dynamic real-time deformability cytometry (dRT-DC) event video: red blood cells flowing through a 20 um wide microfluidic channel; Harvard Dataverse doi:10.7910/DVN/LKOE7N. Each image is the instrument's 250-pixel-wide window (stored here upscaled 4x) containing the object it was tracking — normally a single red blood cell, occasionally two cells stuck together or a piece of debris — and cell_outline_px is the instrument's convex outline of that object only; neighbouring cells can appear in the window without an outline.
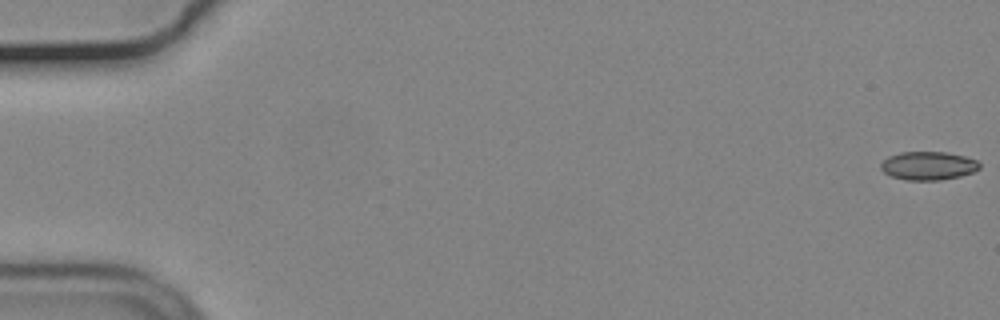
{"species": "common noctule bat (a hibernating species)", "species_latin": "Nyctalus noctula", "temperature_condition": "cold", "stored_images_in_passage": 56, "camera_frame_rate_fps": 3000, "um_per_image_px": 0.085, "animal": {"sex": "male", "body_mass_g": 19.2, "forearm_length_mm": 51.8}, "frame": {"image": 1, "passage_image": 1, "time_ms": 0.0, "image_size_px": [1000, 320], "cell_outline_px": [[980, 168], [972, 172], [960, 176], [940, 180], [908, 180], [892, 176], [884, 172], [880, 168], [880, 164], [888, 156], [900, 152], [944, 152], [964, 156], [976, 160], [980, 164]], "centroid_in_image_um": [78.89, 14.08], "position_along_channel_um": 6.1, "area_um2": 16.24}}
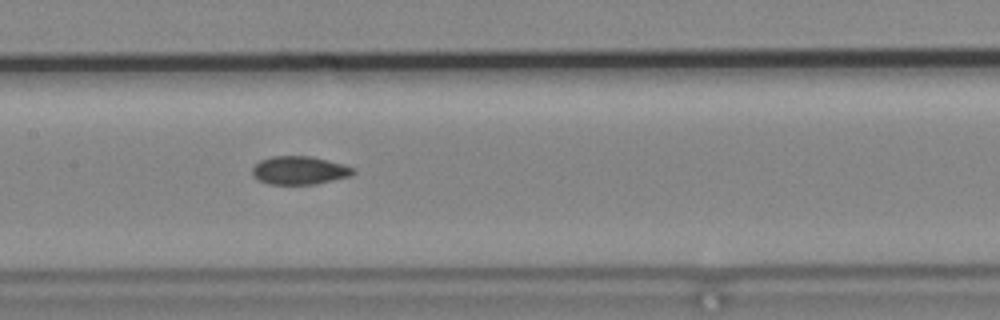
{"frame": {"image": 2, "passage_image": 28, "time_ms": 9.0, "image_size_px": [1000, 320], "cell_outline_px": [[356, 172], [352, 176], [312, 184], [268, 184], [252, 176], [252, 168], [260, 160], [272, 156], [308, 156], [328, 160], [344, 164], [356, 168]], "centroid_in_image_um": [25.47, 14.47], "position_along_channel_um": 181.9, "area_um2": 16.65}}
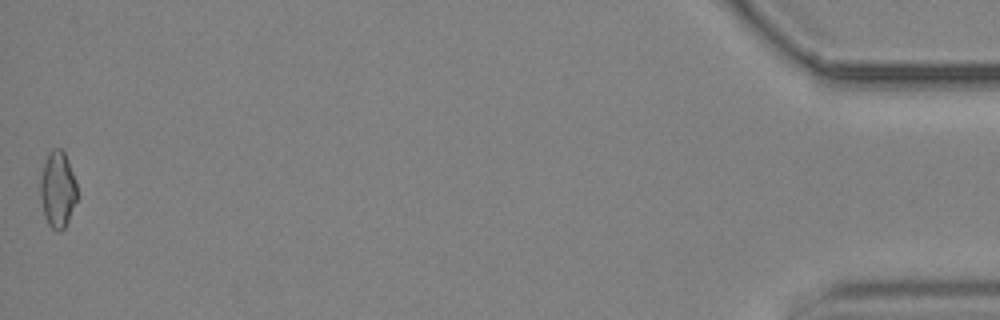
{"frame": {"image": 3, "passage_image": 56, "time_ms": 18.333, "image_size_px": [1000, 320], "cell_outline_px": [[76, 200], [68, 220], [64, 228], [60, 232], [56, 232], [48, 224], [44, 216], [40, 196], [40, 176], [48, 152], [52, 148], [60, 148], [64, 152], [68, 160], [76, 180]], "centroid_in_image_um": [4.88, 16.1], "position_along_channel_um": 430.3, "area_um2": 16.42}, "authors_computed_cell_mechanics": {"area_um2": 16.3863, "velocity_mm_per_s": 3.706, "shape_relaxation_time_tau1_ms": null, "shape_relaxation_time_tau2_ms": 3.3007, "deformation_change_tau1": null, "deformation_change_tau2": 0.0787}}